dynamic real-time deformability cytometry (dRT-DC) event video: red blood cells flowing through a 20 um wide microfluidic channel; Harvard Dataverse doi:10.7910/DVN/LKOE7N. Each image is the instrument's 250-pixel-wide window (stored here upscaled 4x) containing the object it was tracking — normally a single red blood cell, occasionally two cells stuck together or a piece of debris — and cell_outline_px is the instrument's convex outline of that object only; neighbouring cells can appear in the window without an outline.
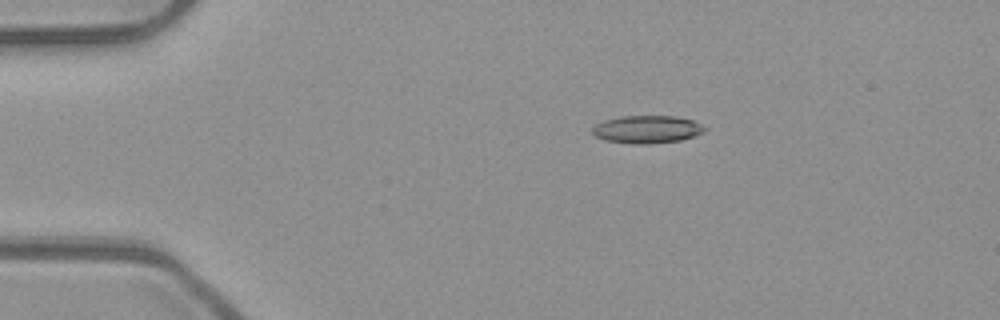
{"species": "common noctule bat (a hibernating species)", "species_latin": "Nyctalus noctula", "temperature_condition": "room temperature", "stored_images_in_passage": 13, "camera_frame_rate_fps": 3000, "um_per_image_px": 0.085, "animal": {"sex": "male", "body_mass_g": 23.1, "forearm_length_mm": 52.7}, "frame": {"image": 1, "passage_image": 6, "time_ms": 1.667, "image_size_px": [1000, 320], "cell_outline_px": [[708, 128], [704, 132], [680, 140], [648, 144], [632, 144], [604, 140], [596, 136], [592, 132], [592, 128], [596, 124], [604, 120], [620, 116], [676, 116], [692, 120]], "centroid_in_image_um": [54.98, 10.99], "position_along_channel_um": 30.0, "area_um2": 18.15}}